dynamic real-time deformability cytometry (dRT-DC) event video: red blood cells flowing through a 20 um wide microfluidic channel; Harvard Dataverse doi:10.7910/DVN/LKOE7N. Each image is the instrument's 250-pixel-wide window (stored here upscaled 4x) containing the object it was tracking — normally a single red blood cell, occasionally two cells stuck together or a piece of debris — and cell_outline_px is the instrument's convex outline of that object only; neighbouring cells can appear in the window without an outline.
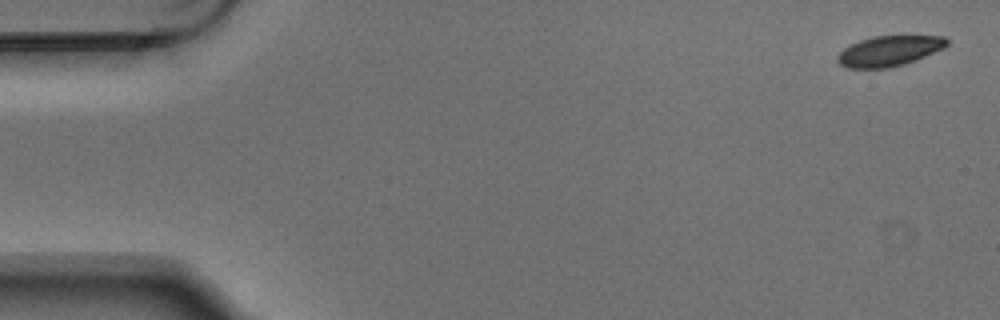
{"species": "Egyptian fruit bat (a non-hibernating species)", "species_latin": "Rousettus aegyptiacus", "temperature_condition": "warm", "stored_images_in_passage": 6, "camera_frame_rate_fps": 3000, "um_per_image_px": 0.085, "animal": {"sex": "male"}, "frame": {"image": 1, "passage_image": 1, "time_ms": 0.0, "image_size_px": [1000, 320], "cell_outline_px": [[948, 44], [944, 48], [916, 60], [904, 64], [888, 68], [848, 68], [840, 64], [836, 60], [836, 56], [844, 48], [860, 40], [876, 36], [944, 36], [948, 40]], "centroid_in_image_um": [75.58, 4.34], "position_along_channel_um": 9.4, "area_um2": 19.25}}
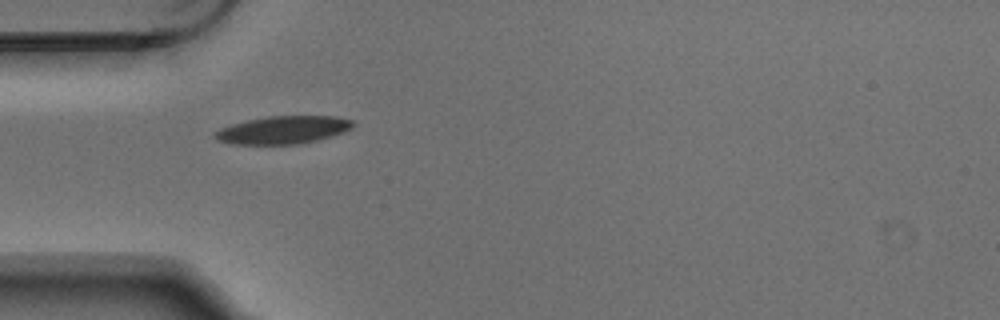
{"frame": {"image": 2, "passage_image": 5, "time_ms": 1.333, "image_size_px": [1000, 320], "cell_outline_px": [[356, 124], [352, 128], [344, 132], [316, 140], [296, 144], [232, 144], [220, 140], [212, 136], [220, 128], [232, 124], [248, 120], [268, 116], [336, 116], [352, 120]], "centroid_in_image_um": [24.09, 11.03], "position_along_channel_um": 60.9, "area_um2": 22.2}}
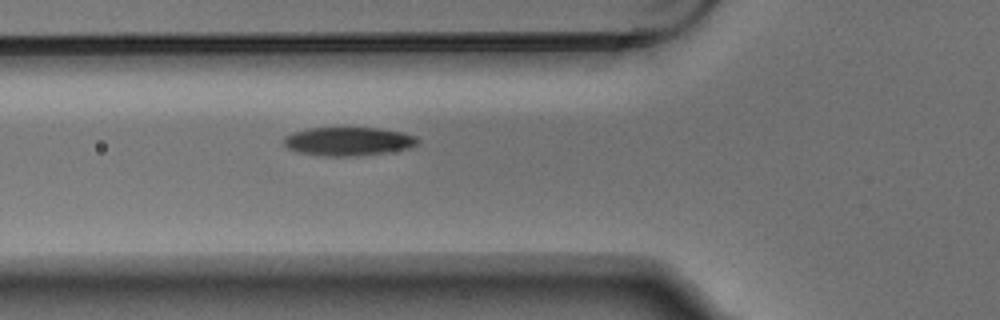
{"frame": {"image": 3, "passage_image": 6, "time_ms": 1.667, "image_size_px": [1000, 320], "cell_outline_px": [[420, 140], [412, 148], [356, 156], [324, 156], [296, 152], [288, 148], [284, 144], [284, 136], [292, 132], [312, 128], [380, 128], [404, 132], [416, 136]], "centroid_in_image_um": [29.62, 12.01], "position_along_channel_um": 96.2, "area_um2": 22.37}}